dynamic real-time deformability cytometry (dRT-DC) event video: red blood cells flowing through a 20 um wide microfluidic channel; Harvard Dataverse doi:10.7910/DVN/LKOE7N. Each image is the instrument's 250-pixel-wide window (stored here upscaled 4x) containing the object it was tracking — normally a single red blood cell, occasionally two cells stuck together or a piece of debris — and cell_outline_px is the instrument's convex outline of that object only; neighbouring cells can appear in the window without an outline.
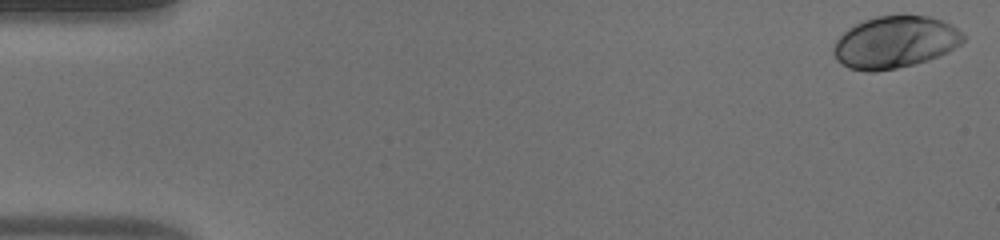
{"species": "human", "species_latin": "Homo sapiens", "temperature_condition": "warm", "stored_images_in_passage": 50, "camera_frame_rate_fps": 3000, "um_per_image_px": 0.085, "donor": {"sex": "male"}, "frame": {"image": 1, "passage_image": 1, "time_ms": 0.0, "image_size_px": [1000, 240], "cell_outline_px": [[964, 40], [960, 44], [948, 52], [928, 60], [896, 68], [876, 72], [868, 72], [848, 68], [840, 64], [836, 60], [832, 52], [832, 48], [836, 40], [848, 28], [864, 20], [876, 16], [928, 16], [940, 20], [956, 28], [964, 36]], "centroid_in_image_um": [76.02, 3.61], "position_along_channel_um": 9.0, "area_um2": 39.13}}
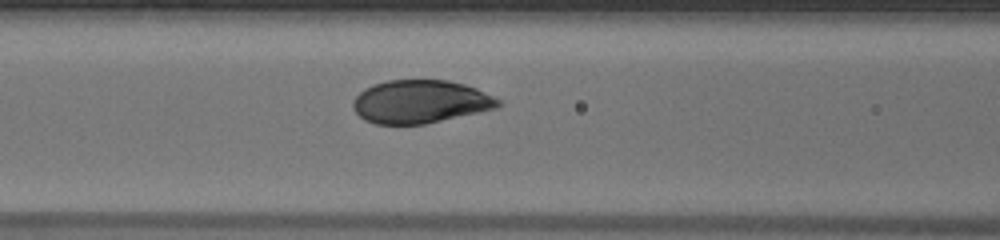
{"frame": {"image": 2, "passage_image": 21, "time_ms": 6.667, "image_size_px": [1000, 240], "cell_outline_px": [[504, 104], [496, 108], [424, 124], [376, 124], [364, 120], [352, 108], [352, 100], [364, 88], [372, 84], [388, 80], [448, 80], [464, 84], [476, 88], [500, 100]], "centroid_in_image_um": [35.7, 8.64], "position_along_channel_um": 130.9, "area_um2": 36.47}}
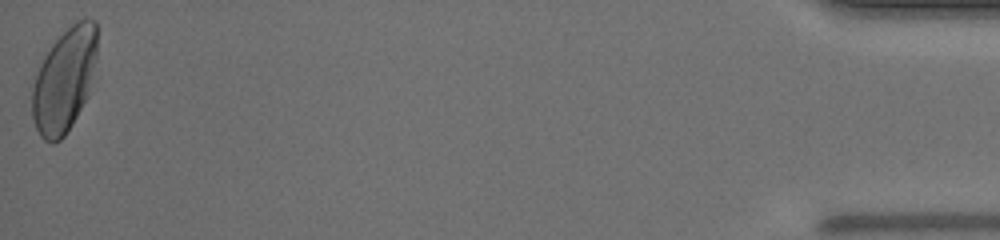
{"frame": {"image": 3, "passage_image": 50, "time_ms": 16.333, "image_size_px": [1000, 240], "cell_outline_px": [[96, 56], [88, 96], [72, 124], [64, 136], [60, 140], [52, 144], [44, 140], [40, 136], [36, 128], [32, 116], [32, 88], [40, 64], [44, 56], [52, 44], [76, 20], [96, 20]], "centroid_in_image_um": [5.45, 6.84], "position_along_channel_um": 429.7, "area_um2": 38.9}, "authors_computed_cell_mechanics": {"area_um2": 37.6567, "velocity_mm_per_s": 4.0793, "shape_relaxation_time_tau1_ms": 2.9209, "shape_relaxation_time_tau2_ms": null, "deformation_change_tau1": 0.1824, "deformation_change_tau2": null}}